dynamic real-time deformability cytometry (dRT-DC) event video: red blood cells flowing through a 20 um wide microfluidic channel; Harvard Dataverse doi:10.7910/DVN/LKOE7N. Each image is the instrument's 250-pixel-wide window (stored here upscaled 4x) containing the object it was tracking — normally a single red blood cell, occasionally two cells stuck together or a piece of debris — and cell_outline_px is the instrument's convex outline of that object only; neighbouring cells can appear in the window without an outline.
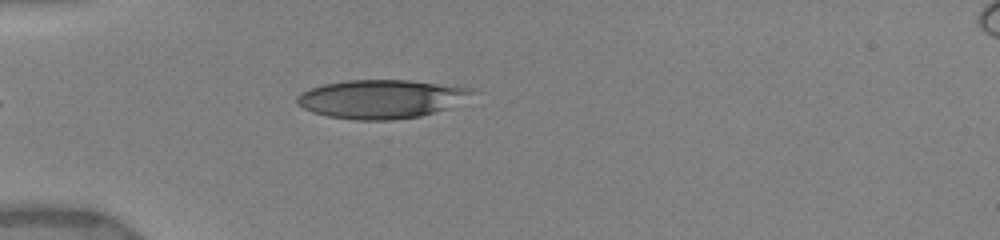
{"species": "human", "species_latin": "Homo sapiens", "temperature_condition": "warm", "stored_images_in_passage": 16, "camera_frame_rate_fps": 3000, "um_per_image_px": 0.085, "donor": {"sex": "female"}, "frame": {"image": 1, "passage_image": 1, "time_ms": 0.0, "image_size_px": [1000, 240], "cell_outline_px": [[480, 92], [448, 108], [420, 116], [392, 120], [356, 120], [328, 116], [312, 112], [296, 104], [296, 96], [300, 92], [308, 88], [324, 84], [344, 80], [408, 80], [476, 88]], "centroid_in_image_um": [32.41, 8.4], "position_along_channel_um": 52.6, "area_um2": 39.82}}
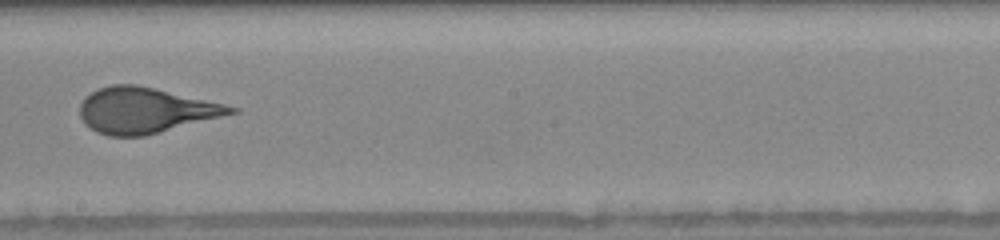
{"frame": {"image": 2, "passage_image": 10, "time_ms": 5.0, "image_size_px": [1000, 240], "cell_outline_px": [[240, 112], [144, 136], [108, 136], [96, 132], [88, 128], [84, 124], [80, 116], [80, 104], [84, 96], [100, 88], [112, 84], [136, 84], [224, 104], [240, 108]], "centroid_in_image_um": [12.32, 9.39], "position_along_channel_um": 235.9, "area_um2": 40.06}}